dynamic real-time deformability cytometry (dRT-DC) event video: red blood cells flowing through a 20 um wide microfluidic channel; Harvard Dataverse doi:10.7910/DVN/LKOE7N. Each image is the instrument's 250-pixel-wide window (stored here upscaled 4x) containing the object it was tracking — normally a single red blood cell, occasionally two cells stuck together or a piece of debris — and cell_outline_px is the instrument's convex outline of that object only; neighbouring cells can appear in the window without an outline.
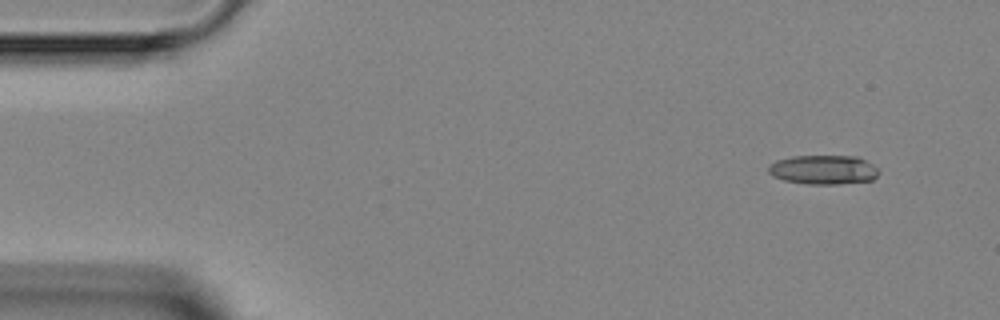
{"species": "Egyptian fruit bat (a non-hibernating species)", "species_latin": "Rousettus aegyptiacus", "temperature_condition": "room temperature", "stored_images_in_passage": 5, "segment_of_instrument_passage": [2, 2], "camera_frame_rate_fps": 3000, "um_per_image_px": 0.085, "animal": {"sex": "female"}, "frame": {"image": 1, "passage_image": 5, "time_ms": 5.333, "image_size_px": [1000, 320], "cell_outline_px": [[880, 172], [872, 180], [836, 184], [808, 184], [784, 180], [772, 176], [768, 172], [768, 168], [776, 160], [792, 156], [856, 156], [880, 168]], "centroid_in_image_um": [70.0, 14.42], "position_along_channel_um": 15.0, "area_um2": 18.79}}